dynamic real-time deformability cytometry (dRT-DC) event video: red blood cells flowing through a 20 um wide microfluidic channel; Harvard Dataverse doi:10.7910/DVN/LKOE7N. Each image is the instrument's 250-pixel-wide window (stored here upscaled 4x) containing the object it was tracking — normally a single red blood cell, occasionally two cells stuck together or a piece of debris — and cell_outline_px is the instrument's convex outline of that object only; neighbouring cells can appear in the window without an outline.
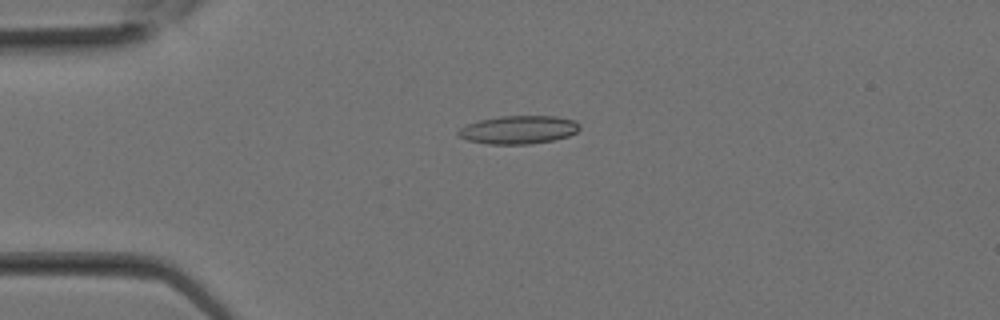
{"species": "Egyptian fruit bat (a non-hibernating species)", "species_latin": "Rousettus aegyptiacus", "temperature_condition": "room temperature", "stored_images_in_passage": 29, "camera_frame_rate_fps": 3000, "um_per_image_px": 0.085, "animal": {"sex": "female"}, "frame": {"image": 1, "passage_image": 7, "time_ms": 2.0, "image_size_px": [1000, 320], "cell_outline_px": [[580, 128], [576, 132], [568, 136], [552, 140], [528, 144], [488, 144], [468, 140], [460, 136], [456, 132], [460, 128], [468, 124], [480, 120], [500, 116], [556, 116], [576, 120], [580, 124]], "centroid_in_image_um": [44.1, 11.02], "position_along_channel_um": 40.9, "area_um2": 19.88}}
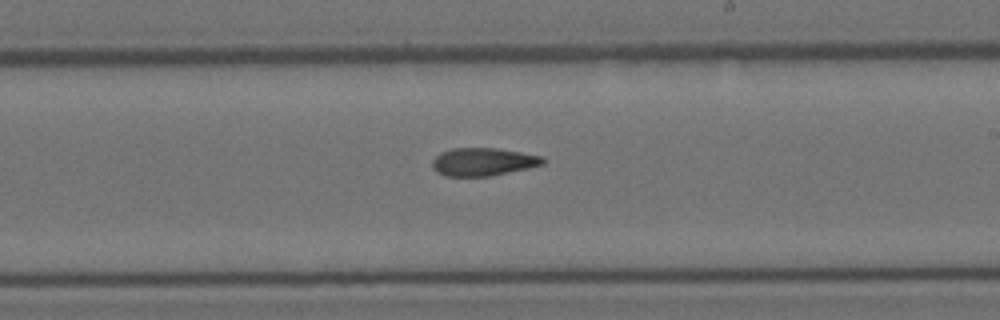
{"frame": {"image": 2, "passage_image": 17, "time_ms": 5.333, "image_size_px": [1000, 320], "cell_outline_px": [[544, 164], [528, 168], [488, 176], [444, 176], [436, 172], [432, 168], [432, 160], [440, 152], [452, 148], [496, 148], [544, 156]], "centroid_in_image_um": [41.03, 13.75], "position_along_channel_um": 248.0, "area_um2": 18.03}}
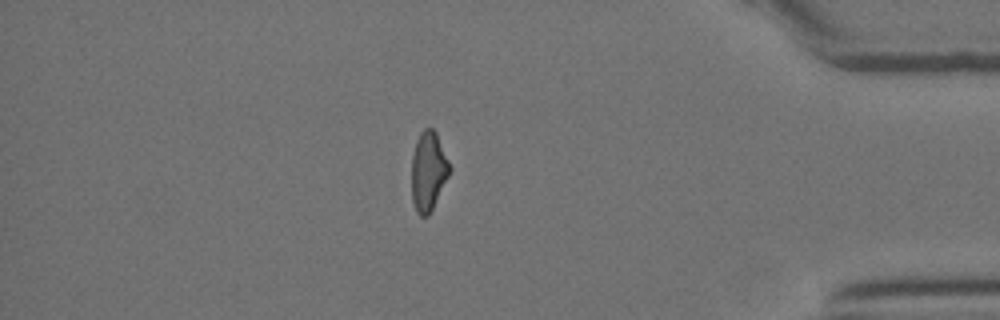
{"frame": {"image": 3, "passage_image": 25, "time_ms": 8.0, "image_size_px": [1000, 320], "cell_outline_px": [[452, 168], [428, 216], [420, 216], [416, 212], [412, 200], [412, 156], [416, 140], [420, 132], [424, 128], [432, 128], [436, 132]], "centroid_in_image_um": [36.4, 14.53], "position_along_channel_um": 398.8, "area_um2": 17.46}}